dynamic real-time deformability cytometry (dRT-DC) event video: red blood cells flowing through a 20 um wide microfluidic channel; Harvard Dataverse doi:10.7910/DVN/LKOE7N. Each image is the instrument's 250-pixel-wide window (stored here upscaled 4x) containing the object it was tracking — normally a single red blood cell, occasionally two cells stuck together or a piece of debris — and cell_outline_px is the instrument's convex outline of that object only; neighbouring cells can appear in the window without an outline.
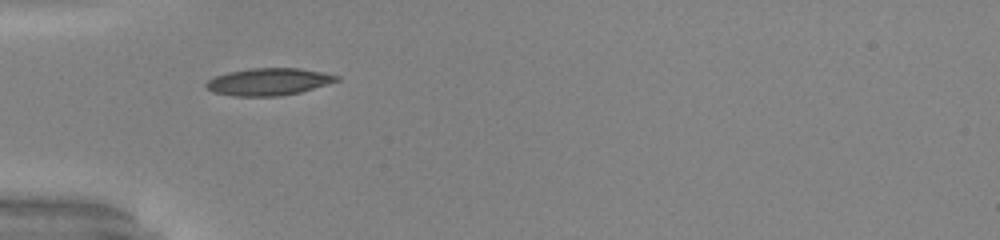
{"species": "common noctule bat (a hibernating species)", "species_latin": "Nyctalus noctula", "temperature_condition": "warm", "stored_images_in_passage": 35, "camera_frame_rate_fps": 3000, "um_per_image_px": 0.085, "animal": {"sex": "male", "body_mass_g": 20.0, "forearm_length_mm": 53.3}, "frame": {"image": 1, "passage_image": 1, "time_ms": 0.0, "image_size_px": [1000, 240], "cell_outline_px": [[340, 80], [328, 84], [300, 92], [280, 96], [232, 96], [212, 92], [204, 84], [208, 80], [216, 76], [228, 72], [252, 68], [300, 68], [324, 72], [340, 76]], "centroid_in_image_um": [22.85, 6.95], "position_along_channel_um": 62.1, "area_um2": 20.75}}
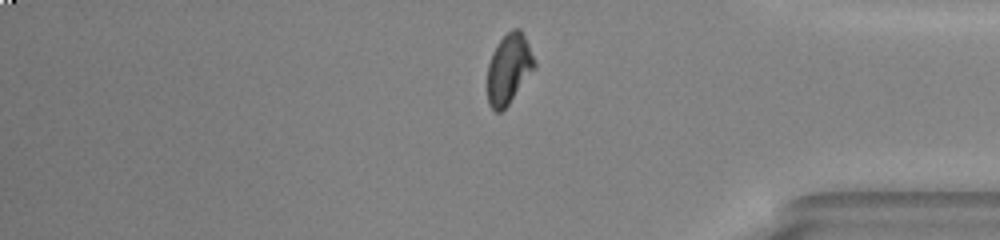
{"frame": {"image": 2, "passage_image": 27, "time_ms": 8.667, "image_size_px": [1000, 240], "cell_outline_px": [[536, 68], [508, 104], [500, 112], [496, 112], [488, 104], [488, 64], [492, 52], [500, 40], [512, 28], [520, 28], [528, 44], [536, 64]], "centroid_in_image_um": [43.25, 5.85], "position_along_channel_um": 391.9, "area_um2": 19.02}}
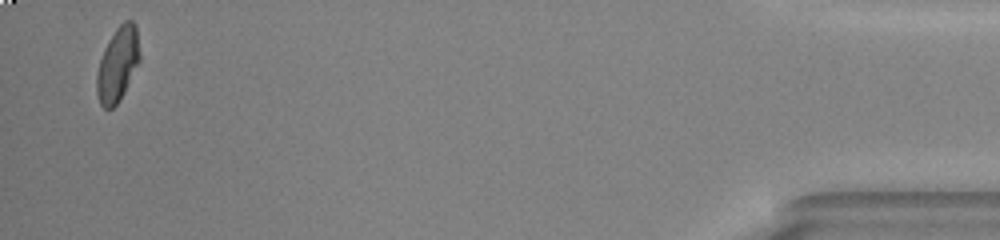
{"frame": {"image": 3, "passage_image": 34, "time_ms": 11.0, "image_size_px": [1000, 240], "cell_outline_px": [[140, 60], [120, 100], [112, 108], [104, 108], [100, 104], [96, 92], [96, 76], [100, 60], [104, 48], [108, 40], [116, 28], [124, 20], [132, 20], [136, 24], [140, 52]], "centroid_in_image_um": [10.0, 5.44], "position_along_channel_um": 425.2, "area_um2": 18.67}, "authors_computed_cell_mechanics": {"area_um2": 19.652, "velocity_mm_per_s": 4.056, "shape_relaxation_time_tau1_ms": 6.2106, "shape_relaxation_time_tau2_ms": 1.6783, "deformation_change_tau1": 0.2004, "deformation_change_tau2": 0.0679}}